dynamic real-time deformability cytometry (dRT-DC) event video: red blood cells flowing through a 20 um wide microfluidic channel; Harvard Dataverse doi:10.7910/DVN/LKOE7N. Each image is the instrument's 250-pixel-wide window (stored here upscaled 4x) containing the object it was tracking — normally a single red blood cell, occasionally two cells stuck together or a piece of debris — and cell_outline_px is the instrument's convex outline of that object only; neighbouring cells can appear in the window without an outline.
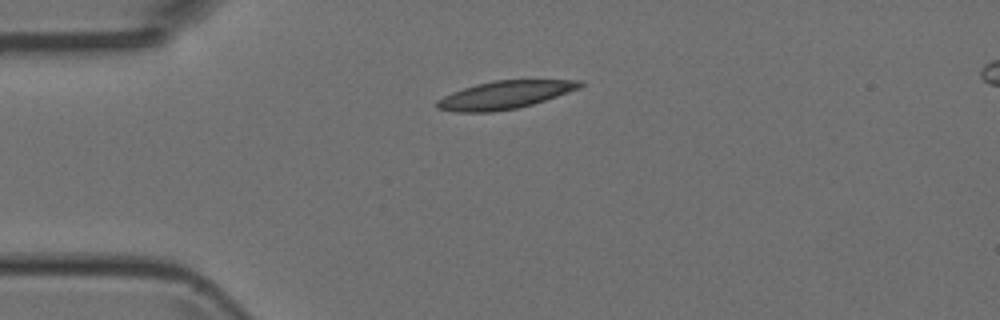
{"species": "Egyptian fruit bat (a non-hibernating species)", "species_latin": "Rousettus aegyptiacus", "temperature_condition": "room temperature", "stored_images_in_passage": 5, "camera_frame_rate_fps": 3000, "um_per_image_px": 0.085, "animal": {"sex": "female"}, "frame": {"image": 1, "passage_image": 5, "time_ms": 5.0, "image_size_px": [1000, 320], "cell_outline_px": [[584, 84], [580, 88], [532, 104], [516, 108], [492, 112], [456, 112], [436, 108], [436, 100], [452, 92], [476, 84], [496, 80], [584, 80]], "centroid_in_image_um": [42.89, 8.06], "position_along_channel_um": 42.1, "area_um2": 23.06}}